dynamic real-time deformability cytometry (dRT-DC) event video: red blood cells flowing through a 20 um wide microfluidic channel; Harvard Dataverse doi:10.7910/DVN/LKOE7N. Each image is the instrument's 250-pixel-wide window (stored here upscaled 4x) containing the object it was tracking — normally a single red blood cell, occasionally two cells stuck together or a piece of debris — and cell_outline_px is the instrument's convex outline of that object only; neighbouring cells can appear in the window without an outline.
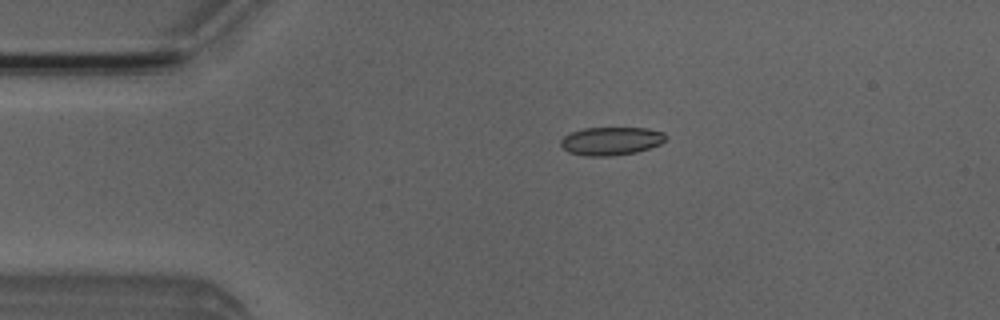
{"species": "Egyptian fruit bat (a non-hibernating species)", "species_latin": "Rousettus aegyptiacus", "temperature_condition": "room temperature", "stored_images_in_passage": 4, "camera_frame_rate_fps": 3000, "um_per_image_px": 0.085, "animal": {"sex": "male"}, "frame": {"image": 1, "passage_image": 3, "time_ms": 2.333, "image_size_px": [1000, 320], "cell_outline_px": [[668, 136], [660, 144], [636, 152], [612, 156], [584, 156], [568, 152], [560, 144], [560, 140], [564, 136], [572, 132], [584, 128], [648, 128], [664, 132]], "centroid_in_image_um": [51.94, 11.99], "position_along_channel_um": 33.1, "area_um2": 17.28}}